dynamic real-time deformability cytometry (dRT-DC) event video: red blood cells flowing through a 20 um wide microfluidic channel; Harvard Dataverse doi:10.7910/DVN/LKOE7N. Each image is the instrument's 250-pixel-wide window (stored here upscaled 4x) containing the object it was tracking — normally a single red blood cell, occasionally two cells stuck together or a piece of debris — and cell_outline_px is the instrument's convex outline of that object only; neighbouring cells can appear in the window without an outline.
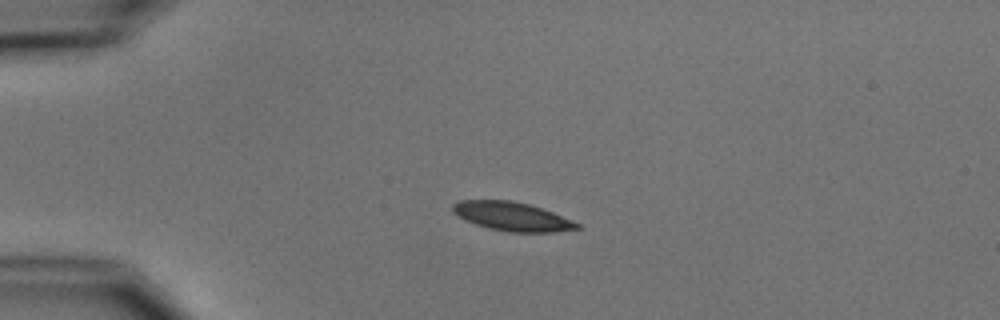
{"species": "common noctule bat (a hibernating species)", "species_latin": "Nyctalus noctula", "temperature_condition": "cold", "stored_images_in_passage": 1, "camera_frame_rate_fps": 3000, "um_per_image_px": 0.085, "animal": {"sex": "male", "body_mass_g": 15.6}, "frame": {"image": 1, "passage_image": 1, "time_ms": 0.0, "image_size_px": [1000, 320], "cell_outline_px": [[580, 228], [552, 232], [508, 232], [488, 228], [464, 220], [452, 212], [452, 204], [460, 200], [512, 200], [528, 204], [552, 212], [580, 224]], "centroid_in_image_um": [43.47, 18.39], "position_along_channel_um": 41.5, "area_um2": 20.75}}